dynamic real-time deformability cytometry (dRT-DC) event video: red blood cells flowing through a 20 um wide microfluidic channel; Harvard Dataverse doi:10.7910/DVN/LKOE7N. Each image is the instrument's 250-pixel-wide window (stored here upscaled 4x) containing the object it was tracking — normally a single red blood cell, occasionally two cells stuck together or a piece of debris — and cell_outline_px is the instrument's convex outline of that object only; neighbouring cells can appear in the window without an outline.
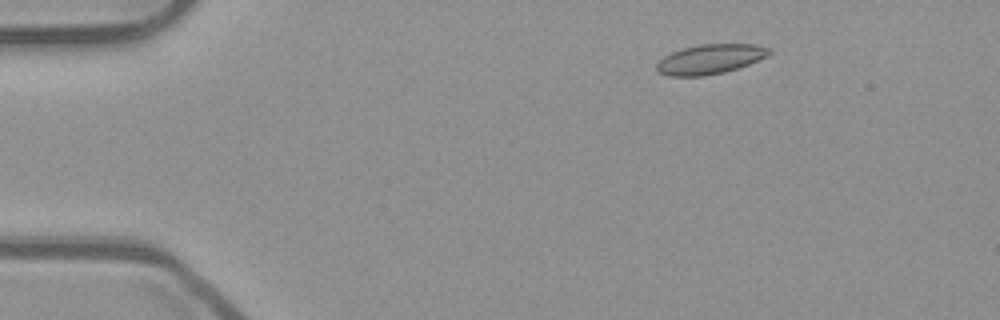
{"species": "common noctule bat (a hibernating species)", "species_latin": "Nyctalus noctula", "temperature_condition": "room temperature", "stored_images_in_passage": 46, "camera_frame_rate_fps": 3000, "um_per_image_px": 0.085, "animal": {"sex": "male", "body_mass_g": 23.1, "forearm_length_mm": 52.7}, "frame": {"image": 1, "passage_image": 1, "time_ms": 0.0, "image_size_px": [1000, 320], "cell_outline_px": [[772, 52], [768, 56], [748, 64], [724, 72], [704, 76], [668, 76], [660, 72], [656, 68], [656, 64], [664, 56], [680, 48], [700, 44], [756, 44], [772, 48]], "centroid_in_image_um": [60.38, 5.01], "position_along_channel_um": 24.6, "area_um2": 19.54}}
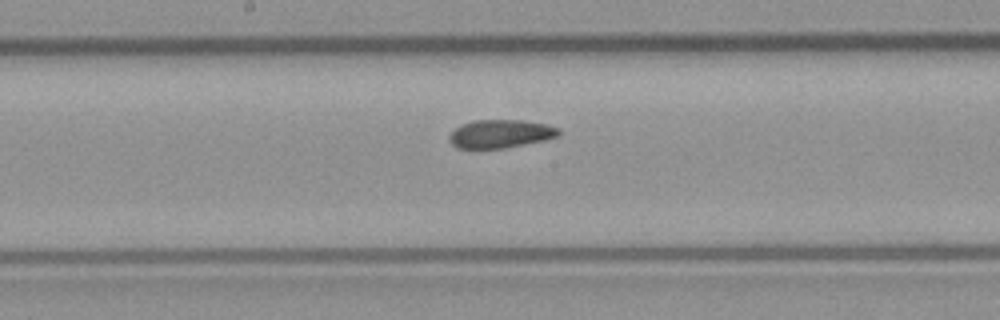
{"frame": {"image": 2, "passage_image": 21, "time_ms": 6.667, "image_size_px": [1000, 320], "cell_outline_px": [[560, 136], [544, 140], [504, 148], [456, 148], [448, 140], [448, 136], [460, 124], [472, 120], [524, 120], [544, 124], [560, 128]], "centroid_in_image_um": [42.53, 11.36], "position_along_channel_um": 205.7, "area_um2": 18.09}}
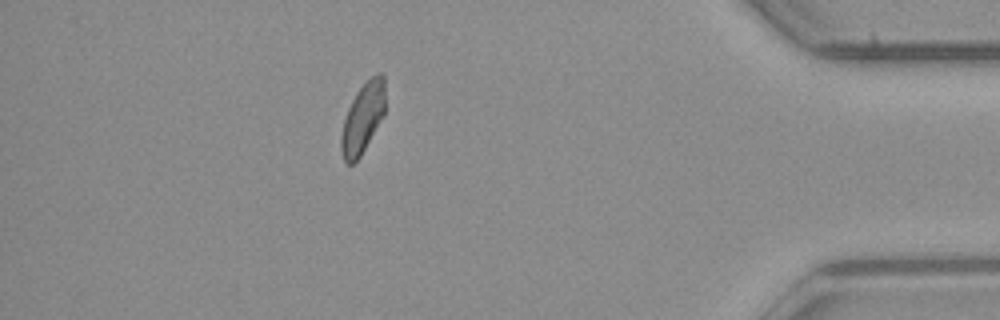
{"frame": {"image": 3, "passage_image": 40, "time_ms": 13.0, "image_size_px": [1000, 320], "cell_outline_px": [[384, 116], [360, 156], [352, 164], [348, 164], [344, 160], [340, 148], [340, 136], [344, 120], [348, 108], [356, 92], [376, 72], [380, 72], [384, 76]], "centroid_in_image_um": [30.83, 10.04], "position_along_channel_um": 404.4, "area_um2": 17.86}, "authors_computed_cell_mechanics": {"area_um2": 18.6694, "velocity_mm_per_s": 3.8817, "shape_relaxation_time_tau1_ms": 10.1857, "shape_relaxation_time_tau2_ms": 2.6431, "deformation_change_tau1": 0.1628, "deformation_change_tau2": 0.0841}}